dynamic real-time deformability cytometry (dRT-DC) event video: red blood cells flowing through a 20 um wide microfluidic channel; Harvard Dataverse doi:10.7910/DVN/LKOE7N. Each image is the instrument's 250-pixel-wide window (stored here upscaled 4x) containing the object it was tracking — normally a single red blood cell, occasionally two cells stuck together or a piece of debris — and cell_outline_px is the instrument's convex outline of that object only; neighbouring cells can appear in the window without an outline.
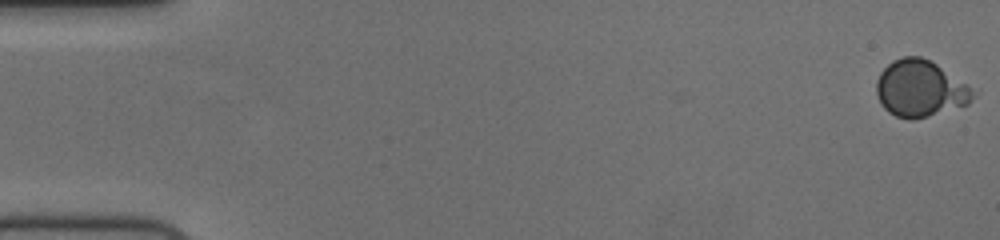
{"species": "human", "species_latin": "Homo sapiens", "temperature_condition": "cold", "stored_images_in_passage": 57, "camera_frame_rate_fps": 3000, "um_per_image_px": 0.085, "donor": {"sex": "female"}, "frame": {"image": 1, "passage_image": 1, "time_ms": 0.0, "image_size_px": [1000, 240], "cell_outline_px": [[980, 92], [968, 104], [928, 116], [912, 120], [908, 120], [896, 116], [888, 112], [880, 104], [876, 92], [876, 80], [880, 72], [892, 60], [904, 56], [920, 56], [936, 64]], "centroid_in_image_um": [78.22, 7.54], "position_along_channel_um": 6.8, "area_um2": 32.14}}
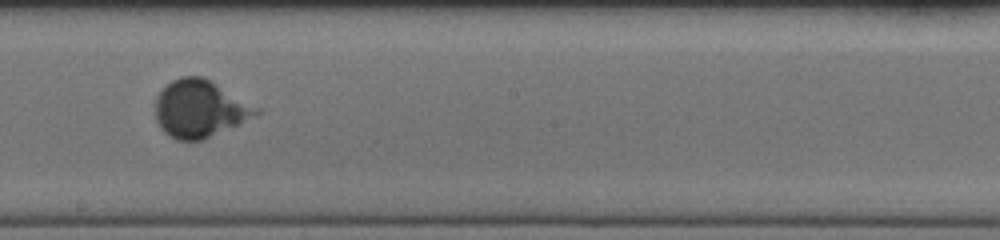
{"frame": {"image": 2, "passage_image": 33, "time_ms": 10.667, "image_size_px": [1000, 240], "cell_outline_px": [[260, 112], [204, 140], [176, 140], [168, 136], [160, 128], [156, 120], [156, 96], [172, 80], [180, 76], [204, 76], [212, 80], [260, 108]], "centroid_in_image_um": [16.95, 9.23], "position_along_channel_um": 231.2, "area_um2": 33.52}}
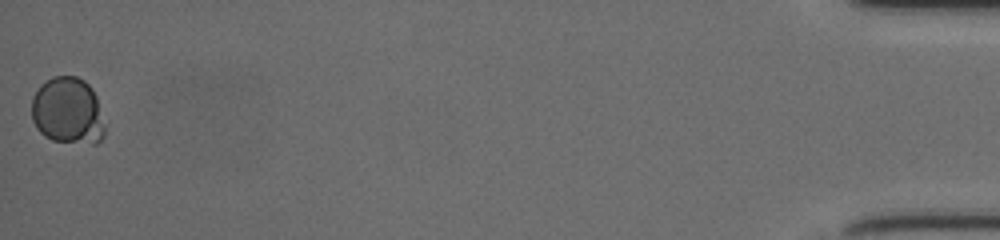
{"frame": {"image": 3, "passage_image": 57, "time_ms": 18.667, "image_size_px": [1000, 240], "cell_outline_px": [[104, 136], [96, 144], [92, 144], [52, 140], [44, 136], [36, 128], [32, 120], [32, 96], [40, 84], [52, 76], [76, 76], [84, 80], [92, 88], [96, 96], [104, 128]], "centroid_in_image_um": [5.73, 9.42], "position_along_channel_um": 429.5, "area_um2": 28.67}, "authors_computed_cell_mechanics": {"area_um2": 32.7148, "velocity_mm_per_s": 3.687, "shape_relaxation_time_tau1_ms": 10.3183, "shape_relaxation_time_tau2_ms": null, "deformation_change_tau1": 0.1036, "deformation_change_tau2": null}}